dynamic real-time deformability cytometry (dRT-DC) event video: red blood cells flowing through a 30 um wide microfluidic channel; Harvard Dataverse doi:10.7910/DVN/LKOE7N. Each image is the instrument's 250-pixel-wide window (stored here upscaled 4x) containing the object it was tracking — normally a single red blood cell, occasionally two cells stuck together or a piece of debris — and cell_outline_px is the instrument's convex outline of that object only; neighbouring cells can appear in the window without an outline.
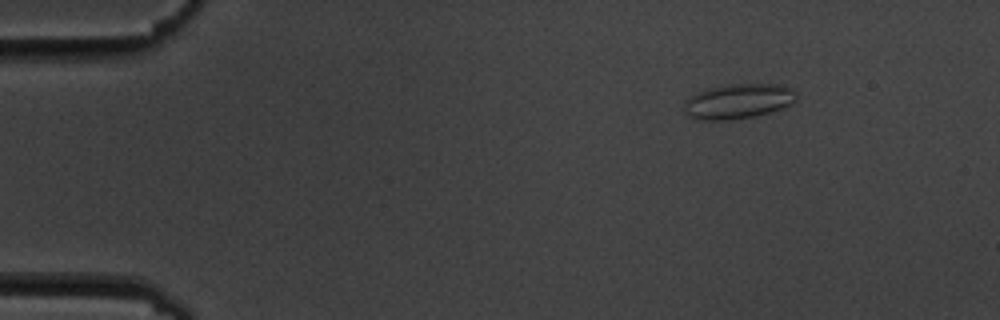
{"species": "common noctule bat (a hibernating species)", "species_latin": "Nyctalus noctula", "temperature_condition": "cold", "stored_images_in_passage": 6, "camera_frame_rate_fps": 3000, "um_per_image_px": 0.085, "animal": {"sex": "male", "body_mass_g": 19.5, "forearm_length_mm": 54.6}, "frame": {"image": 1, "passage_image": 6, "time_ms": 7.0, "image_size_px": [1000, 320], "cell_outline_px": [[796, 100], [784, 108], [772, 112], [756, 116], [732, 120], [696, 120], [688, 116], [684, 112], [684, 104], [688, 96], [696, 92], [708, 88], [728, 84], [784, 84], [792, 88], [796, 92]], "centroid_in_image_um": [62.74, 8.61], "position_along_channel_um": 22.3, "area_um2": 23.41}}